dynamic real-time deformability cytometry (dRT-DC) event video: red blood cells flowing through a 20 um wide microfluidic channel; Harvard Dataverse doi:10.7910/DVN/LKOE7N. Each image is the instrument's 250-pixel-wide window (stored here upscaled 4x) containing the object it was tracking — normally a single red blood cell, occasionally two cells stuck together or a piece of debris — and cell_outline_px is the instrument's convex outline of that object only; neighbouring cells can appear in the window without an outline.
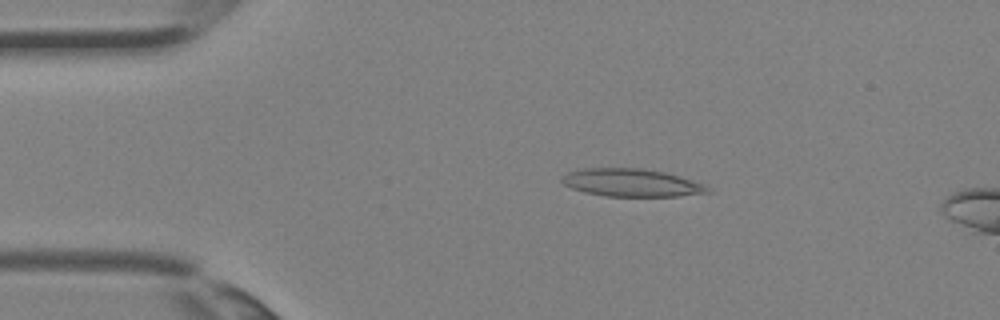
{"species": "Egyptian fruit bat (a non-hibernating species)", "species_latin": "Rousettus aegyptiacus", "temperature_condition": "room temperature", "stored_images_in_passage": 9, "camera_frame_rate_fps": 3000, "um_per_image_px": 0.085, "animal": {"sex": "female"}, "frame": {"image": 1, "passage_image": 6, "time_ms": 1.667, "image_size_px": [1000, 320], "cell_outline_px": [[712, 192], [680, 196], [604, 196], [584, 192], [572, 188], [564, 184], [560, 180], [568, 172], [584, 168], [644, 168], [664, 172], [680, 176], [708, 184]], "centroid_in_image_um": [53.75, 15.53], "position_along_channel_um": 31.3, "area_um2": 23.81}}